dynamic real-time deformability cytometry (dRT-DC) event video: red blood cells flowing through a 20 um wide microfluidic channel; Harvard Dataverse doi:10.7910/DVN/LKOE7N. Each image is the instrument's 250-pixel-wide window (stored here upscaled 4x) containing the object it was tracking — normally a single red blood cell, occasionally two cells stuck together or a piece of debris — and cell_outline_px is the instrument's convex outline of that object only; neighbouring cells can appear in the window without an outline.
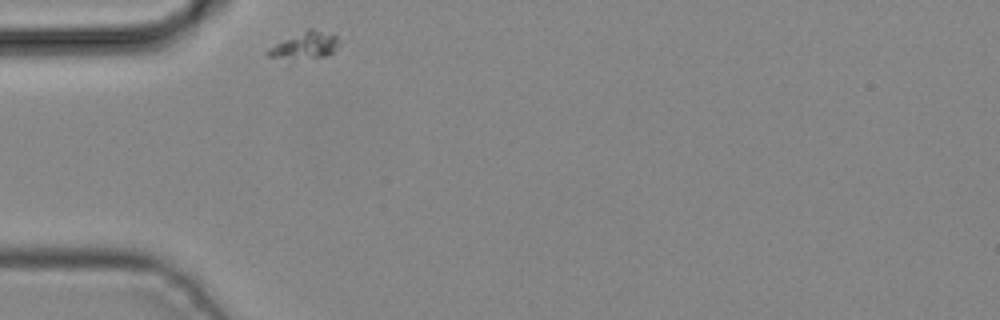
{"species": "common noctule bat (a hibernating species)", "species_latin": "Nyctalus noctula", "temperature_condition": "cold", "stored_images_in_passage": 1, "camera_frame_rate_fps": 3000, "um_per_image_px": 0.085, "animal": {"sex": "male", "body_mass_g": 19.2, "forearm_length_mm": 51.8}, "frame": {"image": 1, "passage_image": 1, "time_ms": 0.0, "image_size_px": [1000, 320], "cell_outline_px": [[340, 44], [328, 56], [288, 68], [268, 56], [268, 48], [308, 28], [312, 28], [336, 36]], "centroid_in_image_um": [25.81, 4.06], "position_along_channel_um": 59.2, "area_um2": 12.72}}